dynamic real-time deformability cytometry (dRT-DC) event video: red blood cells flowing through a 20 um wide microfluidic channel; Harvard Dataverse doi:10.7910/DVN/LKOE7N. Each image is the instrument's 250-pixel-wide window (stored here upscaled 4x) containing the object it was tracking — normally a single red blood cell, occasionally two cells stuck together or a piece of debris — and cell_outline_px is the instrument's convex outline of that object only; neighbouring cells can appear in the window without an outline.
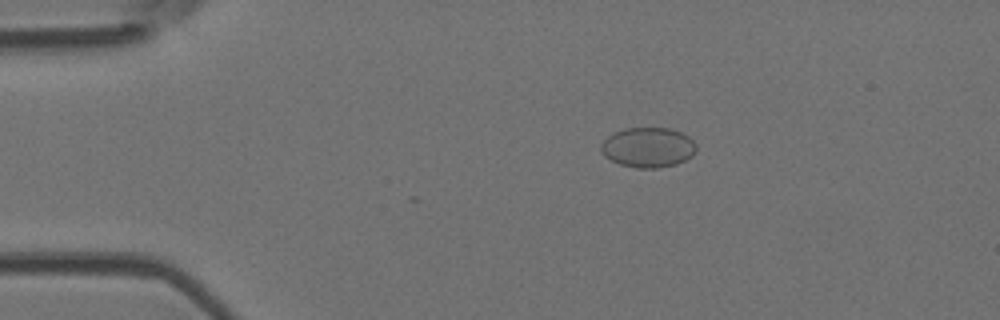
{"species": "Egyptian fruit bat (a non-hibernating species)", "species_latin": "Rousettus aegyptiacus", "temperature_condition": "room temperature", "stored_images_in_passage": 47, "camera_frame_rate_fps": 3000, "um_per_image_px": 0.085, "animal": {"sex": "female"}, "frame": {"image": 1, "passage_image": 9, "time_ms": 2.667, "image_size_px": [1000, 320], "cell_outline_px": [[696, 148], [692, 156], [676, 164], [656, 168], [636, 168], [620, 164], [604, 156], [600, 152], [600, 144], [612, 132], [624, 128], [672, 128], [688, 136], [696, 144]], "centroid_in_image_um": [55.05, 12.52], "position_along_channel_um": 29.9, "area_um2": 22.31}}
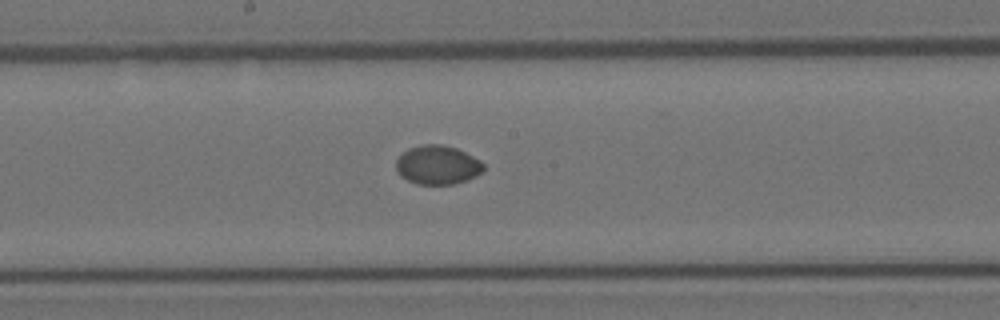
{"frame": {"image": 2, "passage_image": 27, "time_ms": 8.667, "image_size_px": [1000, 320], "cell_outline_px": [[484, 168], [476, 176], [468, 180], [452, 184], [416, 184], [400, 176], [396, 172], [396, 160], [408, 148], [420, 144], [440, 144], [456, 148], [480, 160], [484, 164]], "centroid_in_image_um": [37.17, 14.02], "position_along_channel_um": 211.0, "area_um2": 19.88}}
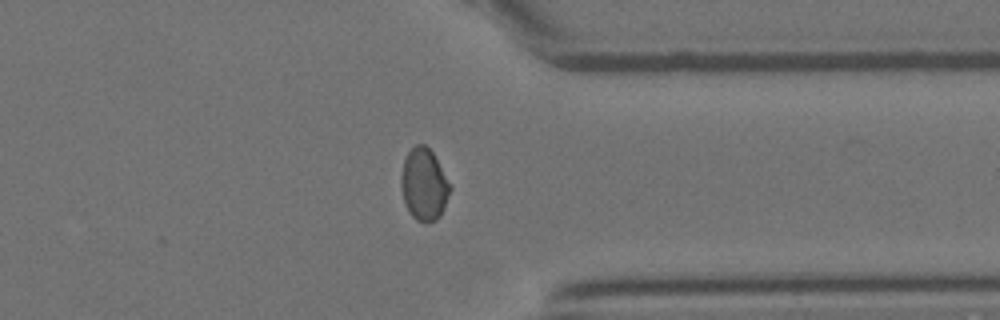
{"frame": {"image": 3, "passage_image": 40, "time_ms": 13.0, "image_size_px": [1000, 320], "cell_outline_px": [[452, 188], [444, 208], [440, 216], [436, 220], [416, 220], [412, 216], [404, 200], [400, 184], [400, 176], [404, 160], [408, 152], [416, 144], [424, 144], [432, 152]], "centroid_in_image_um": [36.03, 15.66], "position_along_channel_um": 375.4, "area_um2": 20.17}}